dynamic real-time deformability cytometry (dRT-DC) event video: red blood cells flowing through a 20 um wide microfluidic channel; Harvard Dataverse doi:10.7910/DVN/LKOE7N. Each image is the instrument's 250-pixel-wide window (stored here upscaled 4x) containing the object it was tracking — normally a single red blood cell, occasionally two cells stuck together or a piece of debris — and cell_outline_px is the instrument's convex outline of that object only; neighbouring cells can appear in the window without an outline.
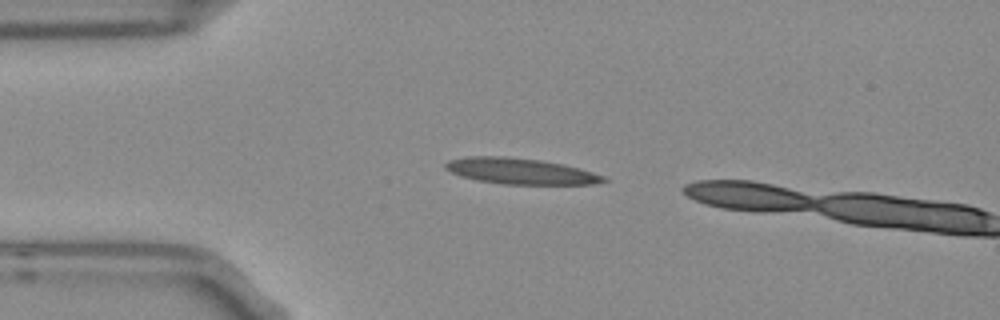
{"species": "Egyptian fruit bat (a non-hibernating species)", "species_latin": "Rousettus aegyptiacus", "temperature_condition": "room temperature", "stored_images_in_passage": 3, "camera_frame_rate_fps": 3000, "um_per_image_px": 0.085, "frame": {"image": 1, "passage_image": 1, "time_ms": 0.0, "image_size_px": [1000, 320], "cell_outline_px": [[608, 180], [596, 184], [504, 184], [476, 180], [460, 176], [444, 168], [444, 164], [448, 160], [464, 156], [500, 156], [540, 160], [564, 164], [580, 168], [604, 176]], "centroid_in_image_um": [44.21, 14.54], "position_along_channel_um": 40.8, "area_um2": 23.93}}